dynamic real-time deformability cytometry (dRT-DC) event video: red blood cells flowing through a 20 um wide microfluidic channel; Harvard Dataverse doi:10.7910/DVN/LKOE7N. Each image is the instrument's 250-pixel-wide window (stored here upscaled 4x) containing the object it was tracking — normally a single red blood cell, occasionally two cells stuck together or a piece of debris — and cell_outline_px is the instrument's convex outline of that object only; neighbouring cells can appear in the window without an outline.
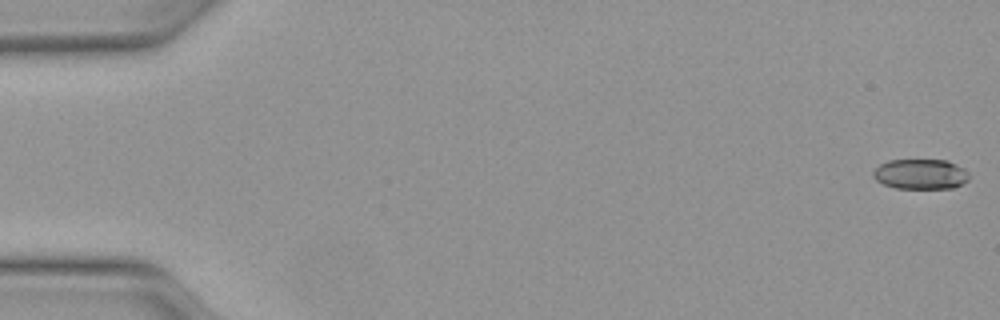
{"species": "Egyptian fruit bat (a non-hibernating species)", "species_latin": "Rousettus aegyptiacus", "temperature_condition": "warm", "stored_images_in_passage": 50, "camera_frame_rate_fps": 3000, "um_per_image_px": 0.085, "animal": {"sex": "female"}, "frame": {"image": 1, "passage_image": 1, "time_ms": 0.0, "image_size_px": [1000, 320], "cell_outline_px": [[968, 180], [952, 188], [896, 188], [884, 184], [876, 180], [872, 176], [872, 172], [880, 164], [888, 160], [948, 160], [964, 168], [968, 172]], "centroid_in_image_um": [78.24, 14.79], "position_along_channel_um": 6.8, "area_um2": 16.82}}
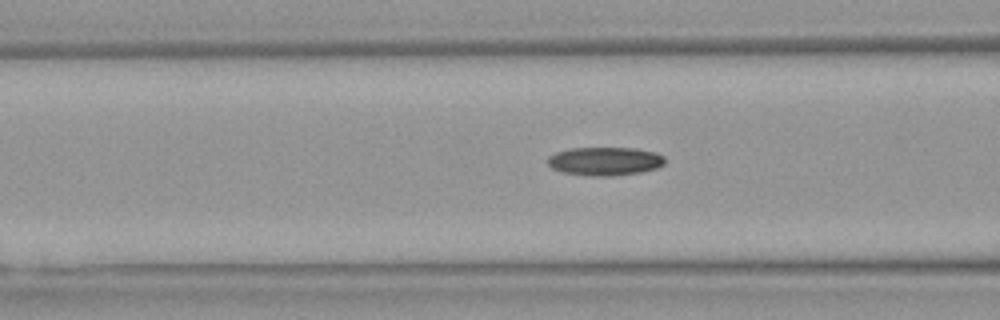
{"frame": {"image": 2, "passage_image": 20, "time_ms": 6.333, "image_size_px": [1000, 320], "cell_outline_px": [[664, 164], [656, 168], [640, 172], [612, 176], [588, 176], [560, 172], [552, 168], [548, 164], [548, 156], [556, 152], [572, 148], [632, 148], [656, 152], [664, 156]], "centroid_in_image_um": [51.39, 13.71], "position_along_channel_um": 115.2, "area_um2": 19.48}}
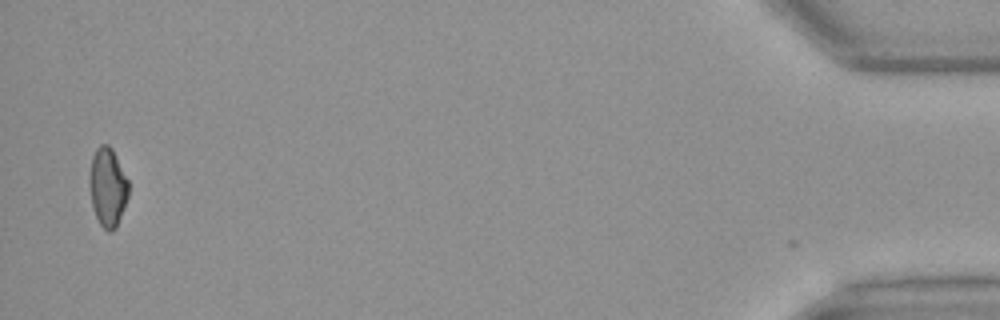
{"frame": {"image": 3, "passage_image": 49, "time_ms": 16.0, "image_size_px": [1000, 320], "cell_outline_px": [[128, 196], [116, 228], [112, 232], [108, 232], [100, 224], [92, 208], [88, 184], [88, 176], [92, 156], [96, 148], [100, 144], [108, 144], [112, 148], [128, 180]], "centroid_in_image_um": [9.12, 15.9], "position_along_channel_um": 426.1, "area_um2": 18.15}, "authors_computed_cell_mechanics": {"area_um2": 18.4671, "velocity_mm_per_s": 4.1423, "shape_relaxation_time_tau1_ms": null, "shape_relaxation_time_tau2_ms": 8.2711, "deformation_change_tau1": null, "deformation_change_tau2": 0.154}}